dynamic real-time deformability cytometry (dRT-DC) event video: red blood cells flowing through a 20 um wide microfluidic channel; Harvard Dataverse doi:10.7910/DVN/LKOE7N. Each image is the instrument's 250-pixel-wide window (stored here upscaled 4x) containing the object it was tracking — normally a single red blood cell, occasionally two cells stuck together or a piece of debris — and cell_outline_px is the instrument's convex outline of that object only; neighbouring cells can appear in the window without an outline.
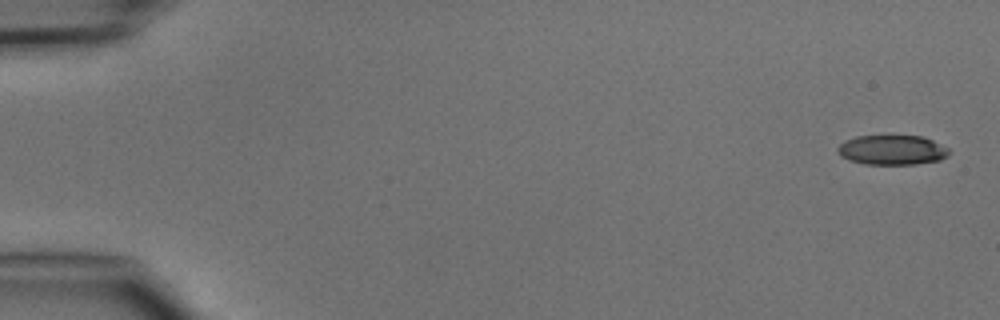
{"species": "common noctule bat (a hibernating species)", "species_latin": "Nyctalus noctula", "temperature_condition": "cold", "stored_images_in_passage": 4, "camera_frame_rate_fps": 3000, "um_per_image_px": 0.085, "animal": {"sex": "male", "body_mass_g": 15.6}, "frame": {"image": 1, "passage_image": 1, "time_ms": 0.0, "image_size_px": [1000, 320], "cell_outline_px": [[948, 156], [940, 160], [916, 164], [864, 164], [848, 160], [840, 156], [836, 148], [844, 140], [856, 136], [892, 132], [924, 136], [948, 148]], "centroid_in_image_um": [75.79, 12.68], "position_along_channel_um": 9.2, "area_um2": 20.35}}
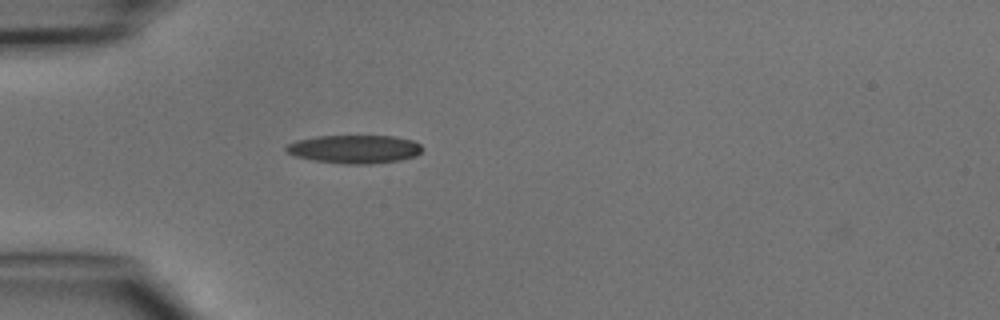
{"frame": {"image": 2, "passage_image": 4, "time_ms": 4.333, "image_size_px": [1000, 320], "cell_outline_px": [[424, 148], [416, 156], [400, 160], [372, 164], [344, 164], [312, 160], [296, 156], [284, 152], [284, 148], [288, 144], [296, 140], [316, 136], [392, 136], [412, 140], [420, 144]], "centroid_in_image_um": [30.11, 12.68], "position_along_channel_um": 54.9, "area_um2": 22.66}}